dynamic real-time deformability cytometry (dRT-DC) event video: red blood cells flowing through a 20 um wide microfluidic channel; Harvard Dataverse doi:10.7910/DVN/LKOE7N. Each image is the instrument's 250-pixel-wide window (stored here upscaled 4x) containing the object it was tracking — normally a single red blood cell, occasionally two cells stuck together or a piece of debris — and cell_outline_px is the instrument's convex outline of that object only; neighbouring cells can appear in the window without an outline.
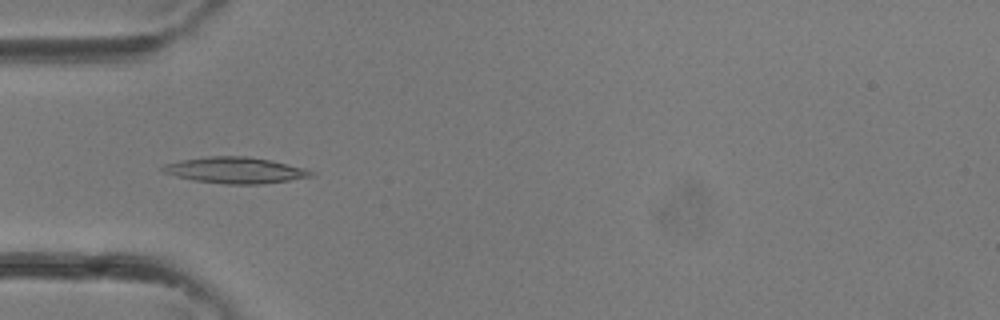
{"species": "common noctule bat (a hibernating species)", "species_latin": "Nyctalus noctula", "temperature_condition": "room temperature", "stored_images_in_passage": 34, "camera_frame_rate_fps": 3000, "um_per_image_px": 0.085, "animal": {"sex": "female"}, "frame": {"image": 1, "passage_image": 11, "time_ms": 3.333, "image_size_px": [1000, 320], "cell_outline_px": [[316, 172], [312, 176], [264, 184], [224, 184], [192, 180], [176, 176], [164, 172], [160, 168], [164, 164], [180, 160], [212, 156], [248, 156], [272, 160], [304, 168]], "centroid_in_image_um": [20.0, 14.47], "position_along_channel_um": 65.0, "area_um2": 22.6}}
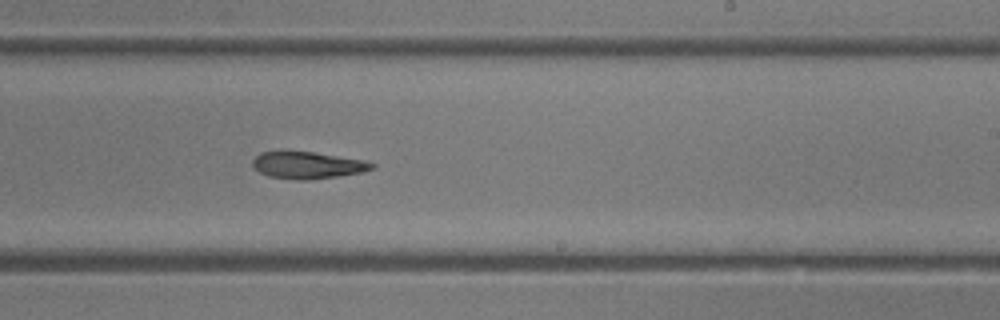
{"frame": {"image": 2, "passage_image": 21, "time_ms": 6.667, "image_size_px": [1000, 320], "cell_outline_px": [[376, 168], [364, 172], [308, 180], [296, 180], [268, 176], [252, 168], [252, 160], [260, 152], [312, 152], [364, 160], [376, 164]], "centroid_in_image_um": [26.15, 14.05], "position_along_channel_um": 262.8, "area_um2": 18.67}}
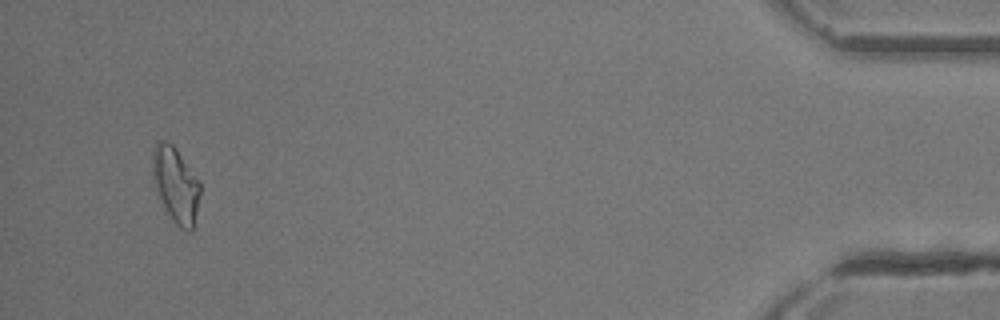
{"frame": {"image": 3, "passage_image": 33, "time_ms": 10.667, "image_size_px": [1000, 320], "cell_outline_px": [[200, 192], [192, 232], [188, 232], [180, 228], [172, 220], [160, 200], [156, 192], [152, 172], [152, 156], [156, 144], [160, 140], [164, 140], [172, 144], [176, 148], [200, 180]], "centroid_in_image_um": [14.94, 15.71], "position_along_channel_um": 420.3, "area_um2": 20.98}}